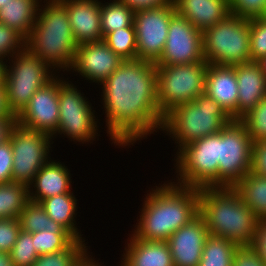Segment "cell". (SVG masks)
Instances as JSON below:
<instances>
[{"label": "cell", "instance_id": "obj_1", "mask_svg": "<svg viewBox=\"0 0 266 266\" xmlns=\"http://www.w3.org/2000/svg\"><path fill=\"white\" fill-rule=\"evenodd\" d=\"M100 87L105 131L115 148L134 146L152 133L161 132L164 116L158 106L155 63L124 60Z\"/></svg>", "mask_w": 266, "mask_h": 266}, {"label": "cell", "instance_id": "obj_2", "mask_svg": "<svg viewBox=\"0 0 266 266\" xmlns=\"http://www.w3.org/2000/svg\"><path fill=\"white\" fill-rule=\"evenodd\" d=\"M151 188L143 199L139 219L130 232L142 240L167 242L172 234L199 215V189L172 180Z\"/></svg>", "mask_w": 266, "mask_h": 266}, {"label": "cell", "instance_id": "obj_3", "mask_svg": "<svg viewBox=\"0 0 266 266\" xmlns=\"http://www.w3.org/2000/svg\"><path fill=\"white\" fill-rule=\"evenodd\" d=\"M199 214L209 235L223 237L239 246H250L253 242L259 218L234 187L199 188Z\"/></svg>", "mask_w": 266, "mask_h": 266}, {"label": "cell", "instance_id": "obj_4", "mask_svg": "<svg viewBox=\"0 0 266 266\" xmlns=\"http://www.w3.org/2000/svg\"><path fill=\"white\" fill-rule=\"evenodd\" d=\"M77 47L65 6L59 0L41 1L26 48L60 73L70 69Z\"/></svg>", "mask_w": 266, "mask_h": 266}, {"label": "cell", "instance_id": "obj_5", "mask_svg": "<svg viewBox=\"0 0 266 266\" xmlns=\"http://www.w3.org/2000/svg\"><path fill=\"white\" fill-rule=\"evenodd\" d=\"M232 120L216 101L203 93L169 111L161 131L175 141L177 154L187 144L219 133Z\"/></svg>", "mask_w": 266, "mask_h": 266}, {"label": "cell", "instance_id": "obj_6", "mask_svg": "<svg viewBox=\"0 0 266 266\" xmlns=\"http://www.w3.org/2000/svg\"><path fill=\"white\" fill-rule=\"evenodd\" d=\"M203 55L208 64L235 66L251 62L250 19L230 14L206 29Z\"/></svg>", "mask_w": 266, "mask_h": 266}, {"label": "cell", "instance_id": "obj_7", "mask_svg": "<svg viewBox=\"0 0 266 266\" xmlns=\"http://www.w3.org/2000/svg\"><path fill=\"white\" fill-rule=\"evenodd\" d=\"M56 75L57 73L48 64L27 48L13 55L6 61L4 80L9 111L17 116L34 93L49 83Z\"/></svg>", "mask_w": 266, "mask_h": 266}, {"label": "cell", "instance_id": "obj_8", "mask_svg": "<svg viewBox=\"0 0 266 266\" xmlns=\"http://www.w3.org/2000/svg\"><path fill=\"white\" fill-rule=\"evenodd\" d=\"M61 77H59V125L52 139L61 135L71 139L73 143L93 144L101 132L98 130L99 119L95 117L97 112L93 110L91 102L77 85L68 78L64 79L62 74Z\"/></svg>", "mask_w": 266, "mask_h": 266}, {"label": "cell", "instance_id": "obj_9", "mask_svg": "<svg viewBox=\"0 0 266 266\" xmlns=\"http://www.w3.org/2000/svg\"><path fill=\"white\" fill-rule=\"evenodd\" d=\"M175 155V184L198 189L218 186L219 133L191 142Z\"/></svg>", "mask_w": 266, "mask_h": 266}, {"label": "cell", "instance_id": "obj_10", "mask_svg": "<svg viewBox=\"0 0 266 266\" xmlns=\"http://www.w3.org/2000/svg\"><path fill=\"white\" fill-rule=\"evenodd\" d=\"M207 68L205 60L182 65H156L157 100L163 116L175 106L205 93Z\"/></svg>", "mask_w": 266, "mask_h": 266}, {"label": "cell", "instance_id": "obj_11", "mask_svg": "<svg viewBox=\"0 0 266 266\" xmlns=\"http://www.w3.org/2000/svg\"><path fill=\"white\" fill-rule=\"evenodd\" d=\"M253 140L241 120L219 132L218 186L234 187L251 170Z\"/></svg>", "mask_w": 266, "mask_h": 266}, {"label": "cell", "instance_id": "obj_12", "mask_svg": "<svg viewBox=\"0 0 266 266\" xmlns=\"http://www.w3.org/2000/svg\"><path fill=\"white\" fill-rule=\"evenodd\" d=\"M12 153V179L29 186L35 175L51 159L52 137L16 123L9 137ZM50 156V157H49Z\"/></svg>", "mask_w": 266, "mask_h": 266}, {"label": "cell", "instance_id": "obj_13", "mask_svg": "<svg viewBox=\"0 0 266 266\" xmlns=\"http://www.w3.org/2000/svg\"><path fill=\"white\" fill-rule=\"evenodd\" d=\"M175 13L174 4L134 11L137 59L155 63L160 58Z\"/></svg>", "mask_w": 266, "mask_h": 266}, {"label": "cell", "instance_id": "obj_14", "mask_svg": "<svg viewBox=\"0 0 266 266\" xmlns=\"http://www.w3.org/2000/svg\"><path fill=\"white\" fill-rule=\"evenodd\" d=\"M204 61L203 32L175 13L169 23L167 40L156 65H182Z\"/></svg>", "mask_w": 266, "mask_h": 266}, {"label": "cell", "instance_id": "obj_15", "mask_svg": "<svg viewBox=\"0 0 266 266\" xmlns=\"http://www.w3.org/2000/svg\"><path fill=\"white\" fill-rule=\"evenodd\" d=\"M59 76L38 89L16 116L17 123L51 137L59 125Z\"/></svg>", "mask_w": 266, "mask_h": 266}, {"label": "cell", "instance_id": "obj_16", "mask_svg": "<svg viewBox=\"0 0 266 266\" xmlns=\"http://www.w3.org/2000/svg\"><path fill=\"white\" fill-rule=\"evenodd\" d=\"M123 61L103 40L88 42L78 45L68 72L76 73L89 83L101 85Z\"/></svg>", "mask_w": 266, "mask_h": 266}, {"label": "cell", "instance_id": "obj_17", "mask_svg": "<svg viewBox=\"0 0 266 266\" xmlns=\"http://www.w3.org/2000/svg\"><path fill=\"white\" fill-rule=\"evenodd\" d=\"M209 232L199 214L168 239L174 266H198Z\"/></svg>", "mask_w": 266, "mask_h": 266}, {"label": "cell", "instance_id": "obj_18", "mask_svg": "<svg viewBox=\"0 0 266 266\" xmlns=\"http://www.w3.org/2000/svg\"><path fill=\"white\" fill-rule=\"evenodd\" d=\"M66 8L74 39L78 45L103 40L101 1L59 0Z\"/></svg>", "mask_w": 266, "mask_h": 266}, {"label": "cell", "instance_id": "obj_19", "mask_svg": "<svg viewBox=\"0 0 266 266\" xmlns=\"http://www.w3.org/2000/svg\"><path fill=\"white\" fill-rule=\"evenodd\" d=\"M238 86L237 120H241L266 96V76L257 61L235 65Z\"/></svg>", "mask_w": 266, "mask_h": 266}, {"label": "cell", "instance_id": "obj_20", "mask_svg": "<svg viewBox=\"0 0 266 266\" xmlns=\"http://www.w3.org/2000/svg\"><path fill=\"white\" fill-rule=\"evenodd\" d=\"M205 93L237 120L238 86L235 66L208 64Z\"/></svg>", "mask_w": 266, "mask_h": 266}, {"label": "cell", "instance_id": "obj_21", "mask_svg": "<svg viewBox=\"0 0 266 266\" xmlns=\"http://www.w3.org/2000/svg\"><path fill=\"white\" fill-rule=\"evenodd\" d=\"M71 178L70 170L64 162L49 159L28 186L30 201L40 204L49 197L71 192Z\"/></svg>", "mask_w": 266, "mask_h": 266}, {"label": "cell", "instance_id": "obj_22", "mask_svg": "<svg viewBox=\"0 0 266 266\" xmlns=\"http://www.w3.org/2000/svg\"><path fill=\"white\" fill-rule=\"evenodd\" d=\"M121 255V266H174L168 242L142 240L132 232Z\"/></svg>", "mask_w": 266, "mask_h": 266}, {"label": "cell", "instance_id": "obj_23", "mask_svg": "<svg viewBox=\"0 0 266 266\" xmlns=\"http://www.w3.org/2000/svg\"><path fill=\"white\" fill-rule=\"evenodd\" d=\"M176 13L204 32L231 14L230 0H173Z\"/></svg>", "mask_w": 266, "mask_h": 266}, {"label": "cell", "instance_id": "obj_24", "mask_svg": "<svg viewBox=\"0 0 266 266\" xmlns=\"http://www.w3.org/2000/svg\"><path fill=\"white\" fill-rule=\"evenodd\" d=\"M42 0H10L0 8V23L27 39L35 25Z\"/></svg>", "mask_w": 266, "mask_h": 266}, {"label": "cell", "instance_id": "obj_25", "mask_svg": "<svg viewBox=\"0 0 266 266\" xmlns=\"http://www.w3.org/2000/svg\"><path fill=\"white\" fill-rule=\"evenodd\" d=\"M78 200L73 191L44 199L40 204L48 217L63 226L76 239L86 241L76 224Z\"/></svg>", "mask_w": 266, "mask_h": 266}, {"label": "cell", "instance_id": "obj_26", "mask_svg": "<svg viewBox=\"0 0 266 266\" xmlns=\"http://www.w3.org/2000/svg\"><path fill=\"white\" fill-rule=\"evenodd\" d=\"M234 188L259 219H266V177L249 172Z\"/></svg>", "mask_w": 266, "mask_h": 266}, {"label": "cell", "instance_id": "obj_27", "mask_svg": "<svg viewBox=\"0 0 266 266\" xmlns=\"http://www.w3.org/2000/svg\"><path fill=\"white\" fill-rule=\"evenodd\" d=\"M29 202L27 185L13 181L0 184V219H18Z\"/></svg>", "mask_w": 266, "mask_h": 266}, {"label": "cell", "instance_id": "obj_28", "mask_svg": "<svg viewBox=\"0 0 266 266\" xmlns=\"http://www.w3.org/2000/svg\"><path fill=\"white\" fill-rule=\"evenodd\" d=\"M238 247L239 245L233 241L209 235L206 238L198 266H232L233 257Z\"/></svg>", "mask_w": 266, "mask_h": 266}, {"label": "cell", "instance_id": "obj_29", "mask_svg": "<svg viewBox=\"0 0 266 266\" xmlns=\"http://www.w3.org/2000/svg\"><path fill=\"white\" fill-rule=\"evenodd\" d=\"M101 28L103 38L117 29L130 27L133 24L134 11L119 0L101 1Z\"/></svg>", "mask_w": 266, "mask_h": 266}, {"label": "cell", "instance_id": "obj_30", "mask_svg": "<svg viewBox=\"0 0 266 266\" xmlns=\"http://www.w3.org/2000/svg\"><path fill=\"white\" fill-rule=\"evenodd\" d=\"M87 244L83 240L76 239L62 251L39 255L32 266H77L89 253L90 246H86Z\"/></svg>", "mask_w": 266, "mask_h": 266}, {"label": "cell", "instance_id": "obj_31", "mask_svg": "<svg viewBox=\"0 0 266 266\" xmlns=\"http://www.w3.org/2000/svg\"><path fill=\"white\" fill-rule=\"evenodd\" d=\"M76 238L66 229H45L33 233L36 252L45 255L68 248Z\"/></svg>", "mask_w": 266, "mask_h": 266}, {"label": "cell", "instance_id": "obj_32", "mask_svg": "<svg viewBox=\"0 0 266 266\" xmlns=\"http://www.w3.org/2000/svg\"><path fill=\"white\" fill-rule=\"evenodd\" d=\"M103 41L123 60L137 59V44L135 28L130 27L117 29L108 33Z\"/></svg>", "mask_w": 266, "mask_h": 266}, {"label": "cell", "instance_id": "obj_33", "mask_svg": "<svg viewBox=\"0 0 266 266\" xmlns=\"http://www.w3.org/2000/svg\"><path fill=\"white\" fill-rule=\"evenodd\" d=\"M18 220L21 229L30 233L44 231L45 229H65L48 217L41 204L31 201L25 206Z\"/></svg>", "mask_w": 266, "mask_h": 266}, {"label": "cell", "instance_id": "obj_34", "mask_svg": "<svg viewBox=\"0 0 266 266\" xmlns=\"http://www.w3.org/2000/svg\"><path fill=\"white\" fill-rule=\"evenodd\" d=\"M9 254L14 266H32L39 256L35 249L33 233L21 229Z\"/></svg>", "mask_w": 266, "mask_h": 266}, {"label": "cell", "instance_id": "obj_35", "mask_svg": "<svg viewBox=\"0 0 266 266\" xmlns=\"http://www.w3.org/2000/svg\"><path fill=\"white\" fill-rule=\"evenodd\" d=\"M241 121L254 143L266 140V96Z\"/></svg>", "mask_w": 266, "mask_h": 266}, {"label": "cell", "instance_id": "obj_36", "mask_svg": "<svg viewBox=\"0 0 266 266\" xmlns=\"http://www.w3.org/2000/svg\"><path fill=\"white\" fill-rule=\"evenodd\" d=\"M251 61H260L266 56V16L250 19Z\"/></svg>", "mask_w": 266, "mask_h": 266}, {"label": "cell", "instance_id": "obj_37", "mask_svg": "<svg viewBox=\"0 0 266 266\" xmlns=\"http://www.w3.org/2000/svg\"><path fill=\"white\" fill-rule=\"evenodd\" d=\"M25 48L26 39L14 29L0 23V60L7 61Z\"/></svg>", "mask_w": 266, "mask_h": 266}, {"label": "cell", "instance_id": "obj_38", "mask_svg": "<svg viewBox=\"0 0 266 266\" xmlns=\"http://www.w3.org/2000/svg\"><path fill=\"white\" fill-rule=\"evenodd\" d=\"M231 14L252 19L266 16V0H230Z\"/></svg>", "mask_w": 266, "mask_h": 266}, {"label": "cell", "instance_id": "obj_39", "mask_svg": "<svg viewBox=\"0 0 266 266\" xmlns=\"http://www.w3.org/2000/svg\"><path fill=\"white\" fill-rule=\"evenodd\" d=\"M20 230L18 219H0V252L9 253L11 251Z\"/></svg>", "mask_w": 266, "mask_h": 266}, {"label": "cell", "instance_id": "obj_40", "mask_svg": "<svg viewBox=\"0 0 266 266\" xmlns=\"http://www.w3.org/2000/svg\"><path fill=\"white\" fill-rule=\"evenodd\" d=\"M13 153L10 140L0 144V184L12 182Z\"/></svg>", "mask_w": 266, "mask_h": 266}, {"label": "cell", "instance_id": "obj_41", "mask_svg": "<svg viewBox=\"0 0 266 266\" xmlns=\"http://www.w3.org/2000/svg\"><path fill=\"white\" fill-rule=\"evenodd\" d=\"M232 266H266L251 246H239L234 254Z\"/></svg>", "mask_w": 266, "mask_h": 266}, {"label": "cell", "instance_id": "obj_42", "mask_svg": "<svg viewBox=\"0 0 266 266\" xmlns=\"http://www.w3.org/2000/svg\"><path fill=\"white\" fill-rule=\"evenodd\" d=\"M250 172L266 177V140L253 143Z\"/></svg>", "mask_w": 266, "mask_h": 266}, {"label": "cell", "instance_id": "obj_43", "mask_svg": "<svg viewBox=\"0 0 266 266\" xmlns=\"http://www.w3.org/2000/svg\"><path fill=\"white\" fill-rule=\"evenodd\" d=\"M266 264V219H259L253 242L250 245Z\"/></svg>", "mask_w": 266, "mask_h": 266}, {"label": "cell", "instance_id": "obj_44", "mask_svg": "<svg viewBox=\"0 0 266 266\" xmlns=\"http://www.w3.org/2000/svg\"><path fill=\"white\" fill-rule=\"evenodd\" d=\"M133 11L173 4V0H119Z\"/></svg>", "mask_w": 266, "mask_h": 266}, {"label": "cell", "instance_id": "obj_45", "mask_svg": "<svg viewBox=\"0 0 266 266\" xmlns=\"http://www.w3.org/2000/svg\"><path fill=\"white\" fill-rule=\"evenodd\" d=\"M16 123V117H0V144L9 139Z\"/></svg>", "mask_w": 266, "mask_h": 266}, {"label": "cell", "instance_id": "obj_46", "mask_svg": "<svg viewBox=\"0 0 266 266\" xmlns=\"http://www.w3.org/2000/svg\"><path fill=\"white\" fill-rule=\"evenodd\" d=\"M0 117H16L8 109L4 86H0Z\"/></svg>", "mask_w": 266, "mask_h": 266}, {"label": "cell", "instance_id": "obj_47", "mask_svg": "<svg viewBox=\"0 0 266 266\" xmlns=\"http://www.w3.org/2000/svg\"><path fill=\"white\" fill-rule=\"evenodd\" d=\"M94 258L95 257H93V255L88 253L77 266H102V264H100L101 262L95 260Z\"/></svg>", "mask_w": 266, "mask_h": 266}, {"label": "cell", "instance_id": "obj_48", "mask_svg": "<svg viewBox=\"0 0 266 266\" xmlns=\"http://www.w3.org/2000/svg\"><path fill=\"white\" fill-rule=\"evenodd\" d=\"M0 266H14L9 253L0 252Z\"/></svg>", "mask_w": 266, "mask_h": 266}, {"label": "cell", "instance_id": "obj_49", "mask_svg": "<svg viewBox=\"0 0 266 266\" xmlns=\"http://www.w3.org/2000/svg\"><path fill=\"white\" fill-rule=\"evenodd\" d=\"M6 61L0 60V86H4Z\"/></svg>", "mask_w": 266, "mask_h": 266}, {"label": "cell", "instance_id": "obj_50", "mask_svg": "<svg viewBox=\"0 0 266 266\" xmlns=\"http://www.w3.org/2000/svg\"><path fill=\"white\" fill-rule=\"evenodd\" d=\"M260 64H261V66H262V70H263V72H264V74H265V76H266V56L265 57H263L260 61H258Z\"/></svg>", "mask_w": 266, "mask_h": 266}, {"label": "cell", "instance_id": "obj_51", "mask_svg": "<svg viewBox=\"0 0 266 266\" xmlns=\"http://www.w3.org/2000/svg\"><path fill=\"white\" fill-rule=\"evenodd\" d=\"M10 0H0V8Z\"/></svg>", "mask_w": 266, "mask_h": 266}]
</instances>
